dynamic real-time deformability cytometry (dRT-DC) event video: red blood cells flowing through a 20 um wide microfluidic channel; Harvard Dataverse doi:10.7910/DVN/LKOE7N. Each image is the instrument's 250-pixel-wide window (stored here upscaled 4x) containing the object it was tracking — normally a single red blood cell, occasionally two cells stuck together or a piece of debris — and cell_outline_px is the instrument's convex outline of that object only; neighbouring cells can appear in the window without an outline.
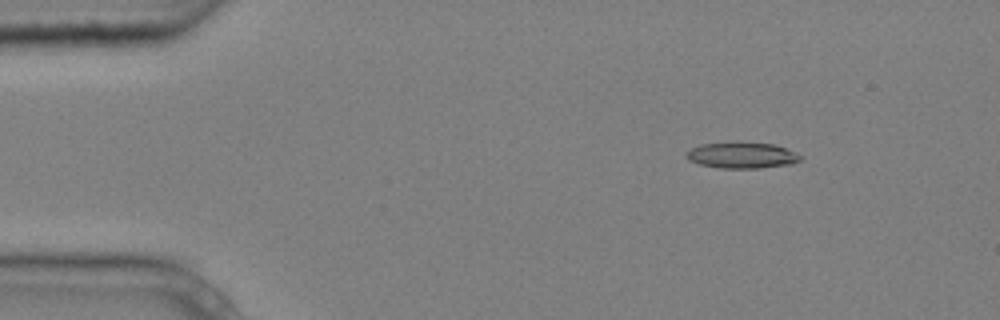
{"species": "common noctule bat (a hibernating species)", "species_latin": "Nyctalus noctula", "temperature_condition": "cold", "stored_images_in_passage": 4, "camera_frame_rate_fps": 3000, "um_per_image_px": 0.085, "animal": {"sex": "male", "body_mass_g": 20.4}, "frame": {"image": 1, "passage_image": 2, "time_ms": 0.333, "image_size_px": [1000, 320], "cell_outline_px": [[800, 160], [792, 164], [760, 168], [720, 168], [700, 164], [688, 160], [684, 152], [700, 144], [772, 144], [784, 148], [800, 156]], "centroid_in_image_um": [63.01, 13.24], "position_along_channel_um": 22.0, "area_um2": 16.59}}